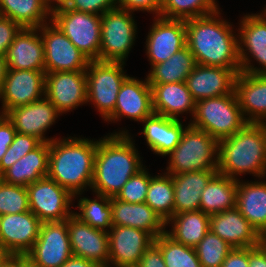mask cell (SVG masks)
<instances>
[{
	"mask_svg": "<svg viewBox=\"0 0 266 267\" xmlns=\"http://www.w3.org/2000/svg\"><path fill=\"white\" fill-rule=\"evenodd\" d=\"M218 14L186 20V46L199 65L240 68L238 37Z\"/></svg>",
	"mask_w": 266,
	"mask_h": 267,
	"instance_id": "1",
	"label": "cell"
},
{
	"mask_svg": "<svg viewBox=\"0 0 266 267\" xmlns=\"http://www.w3.org/2000/svg\"><path fill=\"white\" fill-rule=\"evenodd\" d=\"M136 150L127 131L97 141L90 189L99 195L116 197L131 176L143 168Z\"/></svg>",
	"mask_w": 266,
	"mask_h": 267,
	"instance_id": "2",
	"label": "cell"
},
{
	"mask_svg": "<svg viewBox=\"0 0 266 267\" xmlns=\"http://www.w3.org/2000/svg\"><path fill=\"white\" fill-rule=\"evenodd\" d=\"M97 142L73 137L49 143L47 177L67 189L74 197L91 187Z\"/></svg>",
	"mask_w": 266,
	"mask_h": 267,
	"instance_id": "3",
	"label": "cell"
},
{
	"mask_svg": "<svg viewBox=\"0 0 266 267\" xmlns=\"http://www.w3.org/2000/svg\"><path fill=\"white\" fill-rule=\"evenodd\" d=\"M217 171L234 180L246 172L260 178L266 176L265 138L259 124L248 123L232 136L219 141Z\"/></svg>",
	"mask_w": 266,
	"mask_h": 267,
	"instance_id": "4",
	"label": "cell"
},
{
	"mask_svg": "<svg viewBox=\"0 0 266 267\" xmlns=\"http://www.w3.org/2000/svg\"><path fill=\"white\" fill-rule=\"evenodd\" d=\"M218 152L219 141L216 138L189 124L185 127L178 145L168 154L170 162L167 173L217 171Z\"/></svg>",
	"mask_w": 266,
	"mask_h": 267,
	"instance_id": "5",
	"label": "cell"
},
{
	"mask_svg": "<svg viewBox=\"0 0 266 267\" xmlns=\"http://www.w3.org/2000/svg\"><path fill=\"white\" fill-rule=\"evenodd\" d=\"M235 91L225 96L212 97L196 102L191 126L203 130L218 141L232 136L247 124Z\"/></svg>",
	"mask_w": 266,
	"mask_h": 267,
	"instance_id": "6",
	"label": "cell"
},
{
	"mask_svg": "<svg viewBox=\"0 0 266 267\" xmlns=\"http://www.w3.org/2000/svg\"><path fill=\"white\" fill-rule=\"evenodd\" d=\"M53 22L90 61H99L101 16L67 9L51 11Z\"/></svg>",
	"mask_w": 266,
	"mask_h": 267,
	"instance_id": "7",
	"label": "cell"
},
{
	"mask_svg": "<svg viewBox=\"0 0 266 267\" xmlns=\"http://www.w3.org/2000/svg\"><path fill=\"white\" fill-rule=\"evenodd\" d=\"M131 13L116 7L101 16L99 61L125 62L136 38L137 27Z\"/></svg>",
	"mask_w": 266,
	"mask_h": 267,
	"instance_id": "8",
	"label": "cell"
},
{
	"mask_svg": "<svg viewBox=\"0 0 266 267\" xmlns=\"http://www.w3.org/2000/svg\"><path fill=\"white\" fill-rule=\"evenodd\" d=\"M124 64L95 60L90 61L86 69L87 103L94 102L105 119L114 111L118 92L129 77L123 71Z\"/></svg>",
	"mask_w": 266,
	"mask_h": 267,
	"instance_id": "9",
	"label": "cell"
},
{
	"mask_svg": "<svg viewBox=\"0 0 266 267\" xmlns=\"http://www.w3.org/2000/svg\"><path fill=\"white\" fill-rule=\"evenodd\" d=\"M26 188L30 211L42 223L65 221L73 214L69 208L74 196L56 181L44 177Z\"/></svg>",
	"mask_w": 266,
	"mask_h": 267,
	"instance_id": "10",
	"label": "cell"
},
{
	"mask_svg": "<svg viewBox=\"0 0 266 267\" xmlns=\"http://www.w3.org/2000/svg\"><path fill=\"white\" fill-rule=\"evenodd\" d=\"M38 28L42 32L45 73L58 71H86L90 60L53 23Z\"/></svg>",
	"mask_w": 266,
	"mask_h": 267,
	"instance_id": "11",
	"label": "cell"
},
{
	"mask_svg": "<svg viewBox=\"0 0 266 267\" xmlns=\"http://www.w3.org/2000/svg\"><path fill=\"white\" fill-rule=\"evenodd\" d=\"M24 256L38 267H61L73 256L66 220L42 223L37 240Z\"/></svg>",
	"mask_w": 266,
	"mask_h": 267,
	"instance_id": "12",
	"label": "cell"
},
{
	"mask_svg": "<svg viewBox=\"0 0 266 267\" xmlns=\"http://www.w3.org/2000/svg\"><path fill=\"white\" fill-rule=\"evenodd\" d=\"M44 86V96L57 108L60 114L75 109L82 103H87L86 71L45 73Z\"/></svg>",
	"mask_w": 266,
	"mask_h": 267,
	"instance_id": "13",
	"label": "cell"
},
{
	"mask_svg": "<svg viewBox=\"0 0 266 267\" xmlns=\"http://www.w3.org/2000/svg\"><path fill=\"white\" fill-rule=\"evenodd\" d=\"M44 85L45 71L7 69L0 90L2 112L40 100L45 94Z\"/></svg>",
	"mask_w": 266,
	"mask_h": 267,
	"instance_id": "14",
	"label": "cell"
},
{
	"mask_svg": "<svg viewBox=\"0 0 266 267\" xmlns=\"http://www.w3.org/2000/svg\"><path fill=\"white\" fill-rule=\"evenodd\" d=\"M109 230V262L116 267H137L155 239L150 233L134 227L112 226Z\"/></svg>",
	"mask_w": 266,
	"mask_h": 267,
	"instance_id": "15",
	"label": "cell"
},
{
	"mask_svg": "<svg viewBox=\"0 0 266 267\" xmlns=\"http://www.w3.org/2000/svg\"><path fill=\"white\" fill-rule=\"evenodd\" d=\"M66 223L73 256L109 267L108 231L82 222L74 213L66 219Z\"/></svg>",
	"mask_w": 266,
	"mask_h": 267,
	"instance_id": "16",
	"label": "cell"
},
{
	"mask_svg": "<svg viewBox=\"0 0 266 267\" xmlns=\"http://www.w3.org/2000/svg\"><path fill=\"white\" fill-rule=\"evenodd\" d=\"M240 23L238 43L241 72L266 74V9L260 15L258 13L244 16ZM245 51L250 52L251 57L259 61L260 68L251 65Z\"/></svg>",
	"mask_w": 266,
	"mask_h": 267,
	"instance_id": "17",
	"label": "cell"
},
{
	"mask_svg": "<svg viewBox=\"0 0 266 267\" xmlns=\"http://www.w3.org/2000/svg\"><path fill=\"white\" fill-rule=\"evenodd\" d=\"M240 68H223L199 65L190 72L185 84L195 102L212 97L231 94Z\"/></svg>",
	"mask_w": 266,
	"mask_h": 267,
	"instance_id": "18",
	"label": "cell"
},
{
	"mask_svg": "<svg viewBox=\"0 0 266 267\" xmlns=\"http://www.w3.org/2000/svg\"><path fill=\"white\" fill-rule=\"evenodd\" d=\"M147 35L146 50L151 67L169 59L186 46V20L157 17Z\"/></svg>",
	"mask_w": 266,
	"mask_h": 267,
	"instance_id": "19",
	"label": "cell"
},
{
	"mask_svg": "<svg viewBox=\"0 0 266 267\" xmlns=\"http://www.w3.org/2000/svg\"><path fill=\"white\" fill-rule=\"evenodd\" d=\"M41 220L30 210L2 215L0 241L13 256H24L37 240Z\"/></svg>",
	"mask_w": 266,
	"mask_h": 267,
	"instance_id": "20",
	"label": "cell"
},
{
	"mask_svg": "<svg viewBox=\"0 0 266 267\" xmlns=\"http://www.w3.org/2000/svg\"><path fill=\"white\" fill-rule=\"evenodd\" d=\"M60 113L46 98H41L25 106L10 109L5 116L13 124L17 133L32 135L42 142H51L54 138L43 137L44 132L53 125Z\"/></svg>",
	"mask_w": 266,
	"mask_h": 267,
	"instance_id": "21",
	"label": "cell"
},
{
	"mask_svg": "<svg viewBox=\"0 0 266 267\" xmlns=\"http://www.w3.org/2000/svg\"><path fill=\"white\" fill-rule=\"evenodd\" d=\"M153 113L152 91L147 78L145 81H140L128 77L118 92L114 111L104 120L118 121L120 117L127 116L142 122Z\"/></svg>",
	"mask_w": 266,
	"mask_h": 267,
	"instance_id": "22",
	"label": "cell"
},
{
	"mask_svg": "<svg viewBox=\"0 0 266 267\" xmlns=\"http://www.w3.org/2000/svg\"><path fill=\"white\" fill-rule=\"evenodd\" d=\"M37 31L22 28L15 36L5 55L7 69L45 71L44 45Z\"/></svg>",
	"mask_w": 266,
	"mask_h": 267,
	"instance_id": "23",
	"label": "cell"
},
{
	"mask_svg": "<svg viewBox=\"0 0 266 267\" xmlns=\"http://www.w3.org/2000/svg\"><path fill=\"white\" fill-rule=\"evenodd\" d=\"M209 230L226 241L232 248L259 245L260 234L237 208L210 215Z\"/></svg>",
	"mask_w": 266,
	"mask_h": 267,
	"instance_id": "24",
	"label": "cell"
},
{
	"mask_svg": "<svg viewBox=\"0 0 266 267\" xmlns=\"http://www.w3.org/2000/svg\"><path fill=\"white\" fill-rule=\"evenodd\" d=\"M112 226L134 227L150 233L154 238L166 233V222L148 204L128 203L110 198Z\"/></svg>",
	"mask_w": 266,
	"mask_h": 267,
	"instance_id": "25",
	"label": "cell"
},
{
	"mask_svg": "<svg viewBox=\"0 0 266 267\" xmlns=\"http://www.w3.org/2000/svg\"><path fill=\"white\" fill-rule=\"evenodd\" d=\"M234 91L243 115H249L248 123L266 120V74L239 72Z\"/></svg>",
	"mask_w": 266,
	"mask_h": 267,
	"instance_id": "26",
	"label": "cell"
},
{
	"mask_svg": "<svg viewBox=\"0 0 266 267\" xmlns=\"http://www.w3.org/2000/svg\"><path fill=\"white\" fill-rule=\"evenodd\" d=\"M150 86L155 114L179 120L178 115L189 110L194 116L196 102L185 82L150 84Z\"/></svg>",
	"mask_w": 266,
	"mask_h": 267,
	"instance_id": "27",
	"label": "cell"
},
{
	"mask_svg": "<svg viewBox=\"0 0 266 267\" xmlns=\"http://www.w3.org/2000/svg\"><path fill=\"white\" fill-rule=\"evenodd\" d=\"M49 142H42L8 168L0 179L6 183L27 187L48 175Z\"/></svg>",
	"mask_w": 266,
	"mask_h": 267,
	"instance_id": "28",
	"label": "cell"
},
{
	"mask_svg": "<svg viewBox=\"0 0 266 267\" xmlns=\"http://www.w3.org/2000/svg\"><path fill=\"white\" fill-rule=\"evenodd\" d=\"M218 171H197L171 174L174 186V215L198 211L200 196Z\"/></svg>",
	"mask_w": 266,
	"mask_h": 267,
	"instance_id": "29",
	"label": "cell"
},
{
	"mask_svg": "<svg viewBox=\"0 0 266 267\" xmlns=\"http://www.w3.org/2000/svg\"><path fill=\"white\" fill-rule=\"evenodd\" d=\"M142 122L145 123L142 130L148 146L154 153L162 156L175 149L185 130L180 119L167 118L155 113Z\"/></svg>",
	"mask_w": 266,
	"mask_h": 267,
	"instance_id": "30",
	"label": "cell"
},
{
	"mask_svg": "<svg viewBox=\"0 0 266 267\" xmlns=\"http://www.w3.org/2000/svg\"><path fill=\"white\" fill-rule=\"evenodd\" d=\"M236 208L261 234L266 231V182L237 180Z\"/></svg>",
	"mask_w": 266,
	"mask_h": 267,
	"instance_id": "31",
	"label": "cell"
},
{
	"mask_svg": "<svg viewBox=\"0 0 266 267\" xmlns=\"http://www.w3.org/2000/svg\"><path fill=\"white\" fill-rule=\"evenodd\" d=\"M237 180L217 173L200 196L199 210L208 215L236 208Z\"/></svg>",
	"mask_w": 266,
	"mask_h": 267,
	"instance_id": "32",
	"label": "cell"
},
{
	"mask_svg": "<svg viewBox=\"0 0 266 267\" xmlns=\"http://www.w3.org/2000/svg\"><path fill=\"white\" fill-rule=\"evenodd\" d=\"M173 223L171 232L166 234L174 241L195 248L209 231L210 215L201 210L173 215L167 222Z\"/></svg>",
	"mask_w": 266,
	"mask_h": 267,
	"instance_id": "33",
	"label": "cell"
},
{
	"mask_svg": "<svg viewBox=\"0 0 266 267\" xmlns=\"http://www.w3.org/2000/svg\"><path fill=\"white\" fill-rule=\"evenodd\" d=\"M195 57L185 46L169 59L153 65L152 71L147 75L149 84H166L185 82L187 76L196 67Z\"/></svg>",
	"mask_w": 266,
	"mask_h": 267,
	"instance_id": "34",
	"label": "cell"
},
{
	"mask_svg": "<svg viewBox=\"0 0 266 267\" xmlns=\"http://www.w3.org/2000/svg\"><path fill=\"white\" fill-rule=\"evenodd\" d=\"M50 14L43 0H0V15L22 28H39L46 23L45 19Z\"/></svg>",
	"mask_w": 266,
	"mask_h": 267,
	"instance_id": "35",
	"label": "cell"
},
{
	"mask_svg": "<svg viewBox=\"0 0 266 267\" xmlns=\"http://www.w3.org/2000/svg\"><path fill=\"white\" fill-rule=\"evenodd\" d=\"M145 203L167 222L174 215V186L172 175L150 176Z\"/></svg>",
	"mask_w": 266,
	"mask_h": 267,
	"instance_id": "36",
	"label": "cell"
},
{
	"mask_svg": "<svg viewBox=\"0 0 266 267\" xmlns=\"http://www.w3.org/2000/svg\"><path fill=\"white\" fill-rule=\"evenodd\" d=\"M217 7L215 0H162L159 17L188 20L214 13Z\"/></svg>",
	"mask_w": 266,
	"mask_h": 267,
	"instance_id": "37",
	"label": "cell"
},
{
	"mask_svg": "<svg viewBox=\"0 0 266 267\" xmlns=\"http://www.w3.org/2000/svg\"><path fill=\"white\" fill-rule=\"evenodd\" d=\"M96 195L97 198L93 200L86 197L80 198L77 207L81 213H74V215L82 222L96 229L107 231L108 228L112 227L110 197L99 194Z\"/></svg>",
	"mask_w": 266,
	"mask_h": 267,
	"instance_id": "38",
	"label": "cell"
},
{
	"mask_svg": "<svg viewBox=\"0 0 266 267\" xmlns=\"http://www.w3.org/2000/svg\"><path fill=\"white\" fill-rule=\"evenodd\" d=\"M160 248L166 267H201L195 248L174 241L166 233L154 239Z\"/></svg>",
	"mask_w": 266,
	"mask_h": 267,
	"instance_id": "39",
	"label": "cell"
},
{
	"mask_svg": "<svg viewBox=\"0 0 266 267\" xmlns=\"http://www.w3.org/2000/svg\"><path fill=\"white\" fill-rule=\"evenodd\" d=\"M231 250L232 247L211 230L195 247L201 267H221Z\"/></svg>",
	"mask_w": 266,
	"mask_h": 267,
	"instance_id": "40",
	"label": "cell"
},
{
	"mask_svg": "<svg viewBox=\"0 0 266 267\" xmlns=\"http://www.w3.org/2000/svg\"><path fill=\"white\" fill-rule=\"evenodd\" d=\"M29 210L27 188L0 179V215L18 214Z\"/></svg>",
	"mask_w": 266,
	"mask_h": 267,
	"instance_id": "41",
	"label": "cell"
},
{
	"mask_svg": "<svg viewBox=\"0 0 266 267\" xmlns=\"http://www.w3.org/2000/svg\"><path fill=\"white\" fill-rule=\"evenodd\" d=\"M41 143L42 141L35 136L16 133L13 142L0 161V176L16 161L37 148Z\"/></svg>",
	"mask_w": 266,
	"mask_h": 267,
	"instance_id": "42",
	"label": "cell"
},
{
	"mask_svg": "<svg viewBox=\"0 0 266 267\" xmlns=\"http://www.w3.org/2000/svg\"><path fill=\"white\" fill-rule=\"evenodd\" d=\"M149 184L150 175L143 167L131 176L115 198L128 203H144Z\"/></svg>",
	"mask_w": 266,
	"mask_h": 267,
	"instance_id": "43",
	"label": "cell"
},
{
	"mask_svg": "<svg viewBox=\"0 0 266 267\" xmlns=\"http://www.w3.org/2000/svg\"><path fill=\"white\" fill-rule=\"evenodd\" d=\"M116 4L117 0H69L64 7L102 16L108 10L118 7Z\"/></svg>",
	"mask_w": 266,
	"mask_h": 267,
	"instance_id": "44",
	"label": "cell"
},
{
	"mask_svg": "<svg viewBox=\"0 0 266 267\" xmlns=\"http://www.w3.org/2000/svg\"><path fill=\"white\" fill-rule=\"evenodd\" d=\"M22 27L8 17L0 15V56L5 57L7 49Z\"/></svg>",
	"mask_w": 266,
	"mask_h": 267,
	"instance_id": "45",
	"label": "cell"
},
{
	"mask_svg": "<svg viewBox=\"0 0 266 267\" xmlns=\"http://www.w3.org/2000/svg\"><path fill=\"white\" fill-rule=\"evenodd\" d=\"M118 7L126 9L129 12L137 10L155 12L156 16L160 14L162 0H117Z\"/></svg>",
	"mask_w": 266,
	"mask_h": 267,
	"instance_id": "46",
	"label": "cell"
},
{
	"mask_svg": "<svg viewBox=\"0 0 266 267\" xmlns=\"http://www.w3.org/2000/svg\"><path fill=\"white\" fill-rule=\"evenodd\" d=\"M16 133L17 132L13 124L6 116H4L0 120V161L2 160V157L6 153L8 147L13 142Z\"/></svg>",
	"mask_w": 266,
	"mask_h": 267,
	"instance_id": "47",
	"label": "cell"
},
{
	"mask_svg": "<svg viewBox=\"0 0 266 267\" xmlns=\"http://www.w3.org/2000/svg\"><path fill=\"white\" fill-rule=\"evenodd\" d=\"M137 267H166L161 250L155 243L144 252Z\"/></svg>",
	"mask_w": 266,
	"mask_h": 267,
	"instance_id": "48",
	"label": "cell"
},
{
	"mask_svg": "<svg viewBox=\"0 0 266 267\" xmlns=\"http://www.w3.org/2000/svg\"><path fill=\"white\" fill-rule=\"evenodd\" d=\"M221 267H249L248 248H232Z\"/></svg>",
	"mask_w": 266,
	"mask_h": 267,
	"instance_id": "49",
	"label": "cell"
},
{
	"mask_svg": "<svg viewBox=\"0 0 266 267\" xmlns=\"http://www.w3.org/2000/svg\"><path fill=\"white\" fill-rule=\"evenodd\" d=\"M249 267H266V253L260 247H248Z\"/></svg>",
	"mask_w": 266,
	"mask_h": 267,
	"instance_id": "50",
	"label": "cell"
},
{
	"mask_svg": "<svg viewBox=\"0 0 266 267\" xmlns=\"http://www.w3.org/2000/svg\"><path fill=\"white\" fill-rule=\"evenodd\" d=\"M61 267H101L99 264L85 260L84 258L72 256Z\"/></svg>",
	"mask_w": 266,
	"mask_h": 267,
	"instance_id": "51",
	"label": "cell"
},
{
	"mask_svg": "<svg viewBox=\"0 0 266 267\" xmlns=\"http://www.w3.org/2000/svg\"><path fill=\"white\" fill-rule=\"evenodd\" d=\"M13 255L5 248L0 241V266H2Z\"/></svg>",
	"mask_w": 266,
	"mask_h": 267,
	"instance_id": "52",
	"label": "cell"
},
{
	"mask_svg": "<svg viewBox=\"0 0 266 267\" xmlns=\"http://www.w3.org/2000/svg\"><path fill=\"white\" fill-rule=\"evenodd\" d=\"M7 73V63L5 60V57L0 56V90L4 81V78L6 77Z\"/></svg>",
	"mask_w": 266,
	"mask_h": 267,
	"instance_id": "53",
	"label": "cell"
},
{
	"mask_svg": "<svg viewBox=\"0 0 266 267\" xmlns=\"http://www.w3.org/2000/svg\"><path fill=\"white\" fill-rule=\"evenodd\" d=\"M0 267H20V256L10 257L2 266Z\"/></svg>",
	"mask_w": 266,
	"mask_h": 267,
	"instance_id": "54",
	"label": "cell"
},
{
	"mask_svg": "<svg viewBox=\"0 0 266 267\" xmlns=\"http://www.w3.org/2000/svg\"><path fill=\"white\" fill-rule=\"evenodd\" d=\"M56 2L57 4H55L56 6L52 7L51 6V2ZM69 0H43V2L45 3V5L50 9V11H52L53 9H56V8H59V7H62V6H65L66 3L68 2ZM50 4V5H49Z\"/></svg>",
	"mask_w": 266,
	"mask_h": 267,
	"instance_id": "55",
	"label": "cell"
},
{
	"mask_svg": "<svg viewBox=\"0 0 266 267\" xmlns=\"http://www.w3.org/2000/svg\"><path fill=\"white\" fill-rule=\"evenodd\" d=\"M20 267H38L25 256H20Z\"/></svg>",
	"mask_w": 266,
	"mask_h": 267,
	"instance_id": "56",
	"label": "cell"
},
{
	"mask_svg": "<svg viewBox=\"0 0 266 267\" xmlns=\"http://www.w3.org/2000/svg\"><path fill=\"white\" fill-rule=\"evenodd\" d=\"M259 245L266 253V231L260 234Z\"/></svg>",
	"mask_w": 266,
	"mask_h": 267,
	"instance_id": "57",
	"label": "cell"
},
{
	"mask_svg": "<svg viewBox=\"0 0 266 267\" xmlns=\"http://www.w3.org/2000/svg\"><path fill=\"white\" fill-rule=\"evenodd\" d=\"M266 121V120H265ZM261 128H262V131H263V134H264V138H265V146H266V122L264 121H261L260 123H258Z\"/></svg>",
	"mask_w": 266,
	"mask_h": 267,
	"instance_id": "58",
	"label": "cell"
},
{
	"mask_svg": "<svg viewBox=\"0 0 266 267\" xmlns=\"http://www.w3.org/2000/svg\"><path fill=\"white\" fill-rule=\"evenodd\" d=\"M4 116H5V114L2 112V113L0 114V120H1Z\"/></svg>",
	"mask_w": 266,
	"mask_h": 267,
	"instance_id": "59",
	"label": "cell"
}]
</instances>
